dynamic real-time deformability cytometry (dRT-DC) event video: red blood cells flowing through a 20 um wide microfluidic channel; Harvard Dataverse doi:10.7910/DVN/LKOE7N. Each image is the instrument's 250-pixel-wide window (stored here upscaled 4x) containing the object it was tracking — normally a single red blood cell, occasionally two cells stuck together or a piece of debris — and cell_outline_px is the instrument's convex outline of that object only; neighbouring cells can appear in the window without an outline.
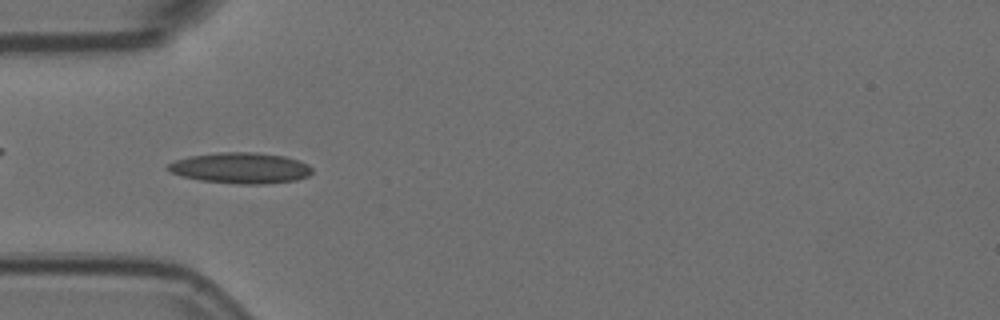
{"species": "Egyptian fruit bat (a non-hibernating species)", "species_latin": "Rousettus aegyptiacus", "temperature_condition": "room temperature", "stored_images_in_passage": 5, "camera_frame_rate_fps": 3000, "um_per_image_px": 0.085, "animal": {"sex": "female"}, "frame": {"image": 1, "passage_image": 3, "time_ms": 0.667, "image_size_px": [1000, 320], "cell_outline_px": [[312, 172], [308, 176], [296, 180], [264, 184], [236, 184], [200, 180], [180, 176], [164, 168], [168, 164], [176, 160], [188, 156], [220, 152], [256, 152], [284, 156], [300, 160], [308, 164], [312, 168]], "centroid_in_image_um": [20.45, 14.28], "position_along_channel_um": 64.6, "area_um2": 26.13}}
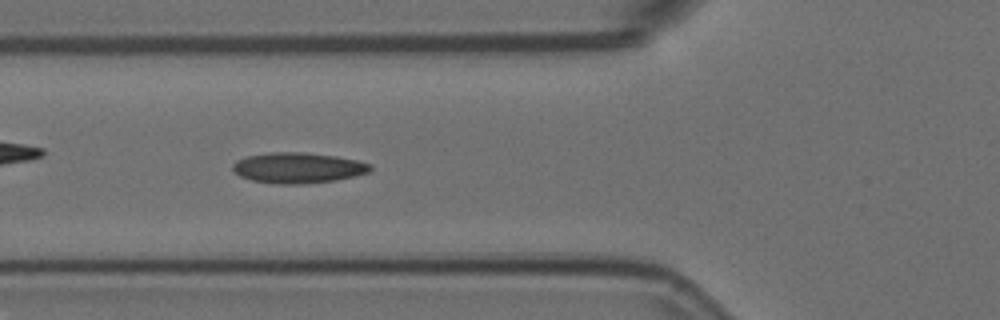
{"frame": {"image": 2, "passage_image": 4, "time_ms": 1.0, "image_size_px": [1000, 320], "cell_outline_px": [[372, 168], [368, 172], [336, 180], [300, 184], [280, 184], [252, 180], [240, 176], [232, 172], [232, 164], [236, 160], [248, 156], [268, 152], [304, 152], [336, 156], [356, 160], [372, 164]], "centroid_in_image_um": [25.29, 14.26], "position_along_channel_um": 100.5, "area_um2": 24.51}}
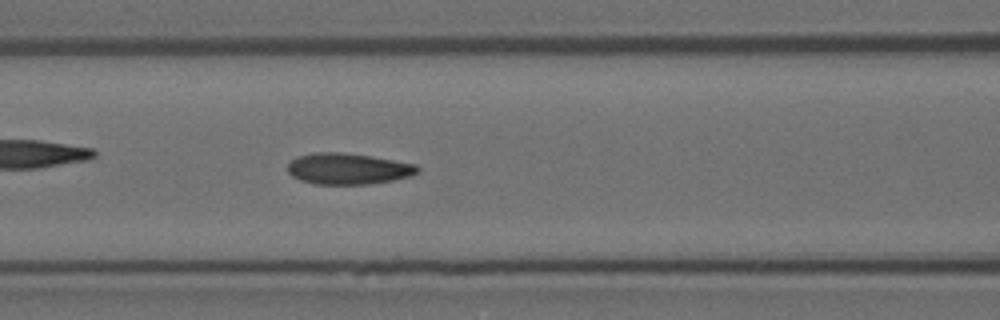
{"frame": {"image": 3, "passage_image": 5, "time_ms": 1.333, "image_size_px": [1000, 320], "cell_outline_px": [[420, 172], [412, 176], [372, 184], [316, 184], [300, 180], [292, 176], [288, 172], [288, 164], [292, 160], [300, 156], [312, 152], [340, 152], [372, 156], [416, 164], [420, 168]], "centroid_in_image_um": [29.62, 14.34], "position_along_channel_um": 137.0, "area_um2": 23.7}}